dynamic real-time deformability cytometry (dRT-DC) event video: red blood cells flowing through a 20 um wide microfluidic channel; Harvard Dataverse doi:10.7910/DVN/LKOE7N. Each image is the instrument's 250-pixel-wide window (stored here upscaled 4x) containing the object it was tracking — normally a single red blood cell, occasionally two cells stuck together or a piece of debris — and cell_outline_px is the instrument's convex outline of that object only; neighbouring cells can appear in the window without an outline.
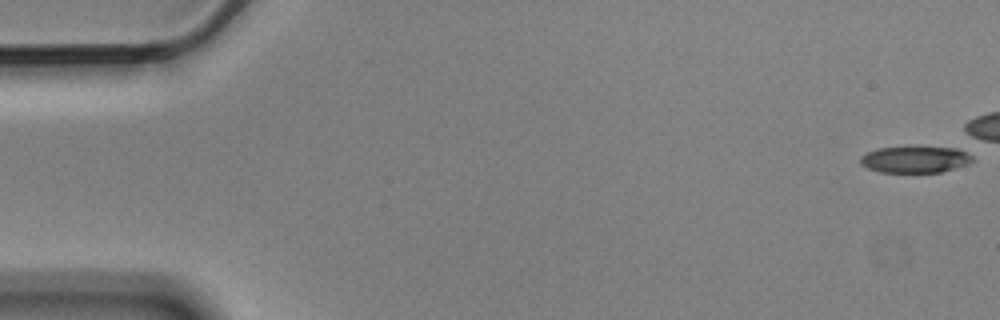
{"species": "Egyptian fruit bat (a non-hibernating species)", "species_latin": "Rousettus aegyptiacus", "temperature_condition": "cold", "stored_images_in_passage": 6, "camera_frame_rate_fps": 3000, "um_per_image_px": 0.085, "animal": {"sex": "male"}, "frame": {"image": 1, "passage_image": 1, "time_ms": 0.0, "image_size_px": [1000, 320], "cell_outline_px": [[976, 160], [968, 164], [940, 172], [880, 172], [868, 168], [860, 164], [860, 156], [868, 152], [880, 148], [912, 144], [920, 144], [956, 148], [972, 156]], "centroid_in_image_um": [77.8, 13.5], "position_along_channel_um": 7.2, "area_um2": 18.15}}
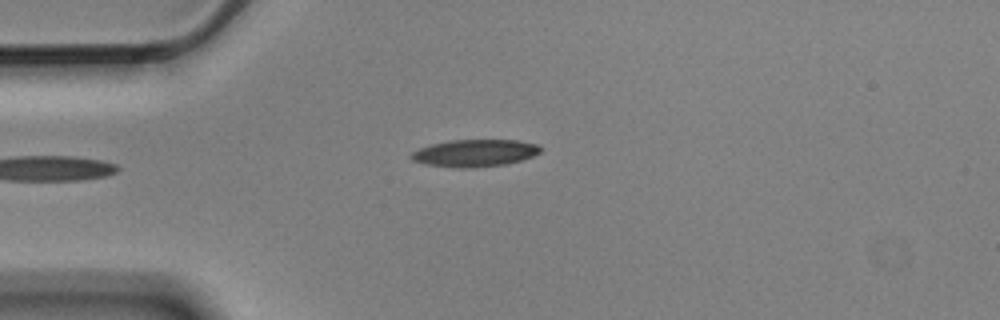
{"frame": {"image": 2, "passage_image": 6, "time_ms": 1.667, "image_size_px": [1000, 320], "cell_outline_px": [[540, 152], [532, 156], [520, 160], [504, 164], [472, 168], [460, 168], [424, 164], [412, 160], [408, 156], [412, 152], [420, 148], [432, 144], [448, 140], [516, 140], [536, 144], [540, 148]], "centroid_in_image_um": [40.3, 13.01], "position_along_channel_um": 44.7, "area_um2": 20.35}}